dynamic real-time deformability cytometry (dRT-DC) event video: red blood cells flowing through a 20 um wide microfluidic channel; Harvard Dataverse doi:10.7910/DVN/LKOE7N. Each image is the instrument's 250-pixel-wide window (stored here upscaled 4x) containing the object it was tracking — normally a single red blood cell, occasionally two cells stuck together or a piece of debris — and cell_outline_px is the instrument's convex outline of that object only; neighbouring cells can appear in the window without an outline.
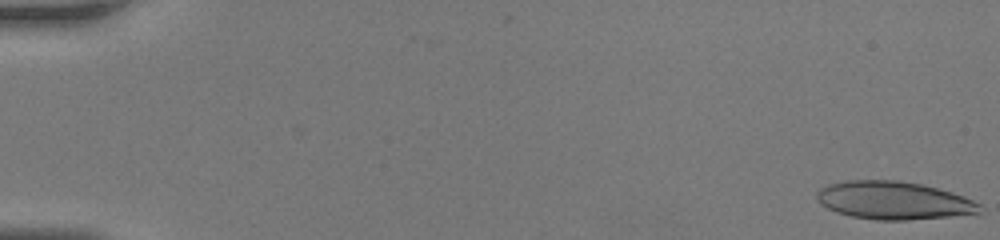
{"species": "human", "species_latin": "Homo sapiens", "temperature_condition": "room temperature", "stored_images_in_passage": 44, "camera_frame_rate_fps": 3000, "um_per_image_px": 0.085, "donor": {"sex": "female"}, "frame": {"image": 1, "passage_image": 1, "time_ms": 0.0, "image_size_px": [1000, 240], "cell_outline_px": [[980, 208], [976, 212], [948, 216], [904, 220], [876, 220], [852, 216], [836, 212], [820, 204], [816, 196], [816, 192], [820, 188], [828, 184], [844, 180], [900, 180], [924, 184], [952, 192], [964, 196], [980, 204]], "centroid_in_image_um": [75.89, 17.01], "position_along_channel_um": 9.1, "area_um2": 35.89}}
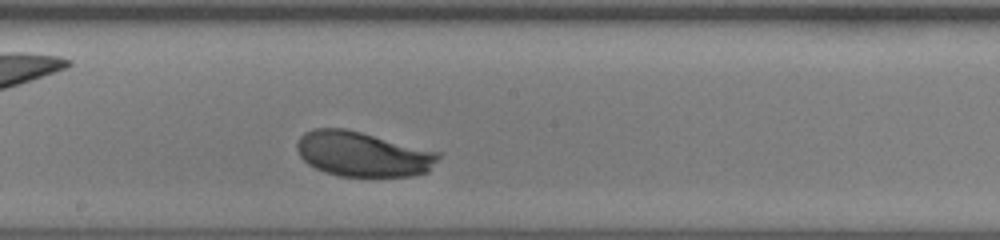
{"frame": {"image": 2, "passage_image": 30, "time_ms": 9.667, "image_size_px": [1000, 240], "cell_outline_px": [[444, 152], [428, 172], [416, 176], [340, 176], [324, 172], [308, 164], [300, 156], [296, 148], [296, 144], [300, 136], [304, 132], [316, 128], [344, 128]], "centroid_in_image_um": [30.88, 13.09], "position_along_channel_um": 217.3, "area_um2": 37.4}}
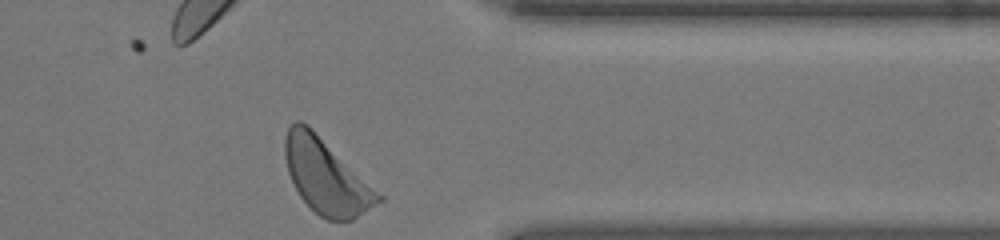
{"frame": {"image": 3, "passage_image": 44, "time_ms": 14.333, "image_size_px": [1000, 240], "cell_outline_px": [[384, 200], [352, 220], [328, 220], [320, 216], [300, 196], [288, 172], [284, 156], [284, 140], [288, 128], [296, 120], [300, 120], [308, 124], [384, 196]], "centroid_in_image_um": [27.73, 14.98], "position_along_channel_um": 383.7, "area_um2": 40.34}, "authors_computed_cell_mechanics": {"area_um2": 36.5874, "velocity_mm_per_s": 3.7075, "shape_relaxation_time_tau1_ms": 3.2893, "shape_relaxation_time_tau2_ms": null, "deformation_change_tau1": 0.1671, "deformation_change_tau2": null}}